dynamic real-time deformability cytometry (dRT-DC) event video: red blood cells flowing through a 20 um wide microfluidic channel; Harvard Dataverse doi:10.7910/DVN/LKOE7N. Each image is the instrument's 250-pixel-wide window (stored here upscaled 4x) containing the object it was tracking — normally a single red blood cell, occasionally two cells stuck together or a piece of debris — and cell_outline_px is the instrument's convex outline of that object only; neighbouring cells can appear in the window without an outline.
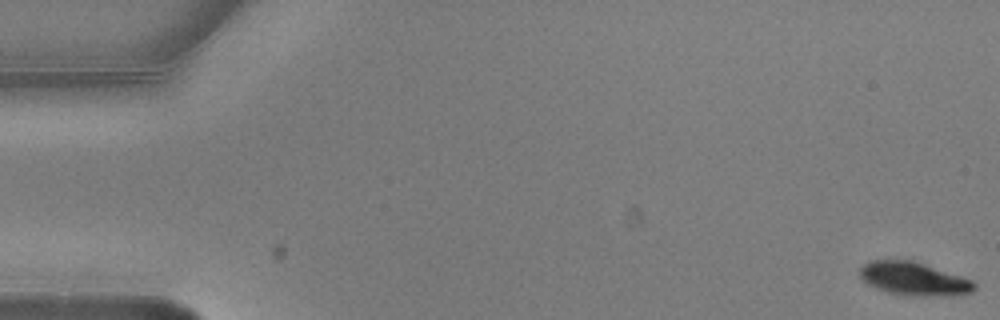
{"species": "common noctule bat (a hibernating species)", "species_latin": "Nyctalus noctula", "temperature_condition": "warm", "stored_images_in_passage": 4, "camera_frame_rate_fps": 3000, "um_per_image_px": 0.085, "animal": {"sex": "male", "body_mass_g": 20.5, "forearm_length_mm": 52.5}, "frame": {"image": 1, "passage_image": 1, "time_ms": 0.0, "image_size_px": [1000, 320], "cell_outline_px": [[976, 288], [972, 292], [952, 296], [916, 296], [888, 292], [876, 288], [868, 284], [860, 276], [860, 268], [868, 260], [912, 260], [972, 280], [976, 284]], "centroid_in_image_um": [77.69, 23.7], "position_along_channel_um": 7.3, "area_um2": 22.08}}
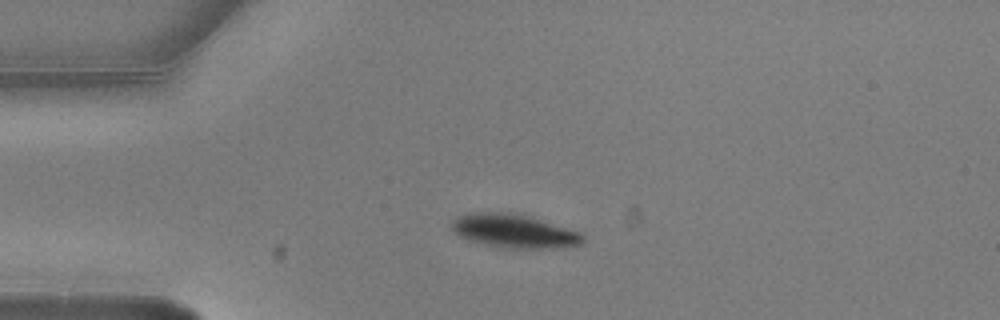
{"frame": {"image": 2, "passage_image": 4, "time_ms": 1.0, "image_size_px": [1000, 320], "cell_outline_px": [[584, 240], [580, 244], [544, 248], [500, 248], [468, 240], [460, 236], [452, 228], [452, 220], [460, 216], [472, 212], [504, 212], [528, 216], [580, 232], [584, 236]], "centroid_in_image_um": [43.66, 19.64], "position_along_channel_um": 41.3, "area_um2": 25.2}}